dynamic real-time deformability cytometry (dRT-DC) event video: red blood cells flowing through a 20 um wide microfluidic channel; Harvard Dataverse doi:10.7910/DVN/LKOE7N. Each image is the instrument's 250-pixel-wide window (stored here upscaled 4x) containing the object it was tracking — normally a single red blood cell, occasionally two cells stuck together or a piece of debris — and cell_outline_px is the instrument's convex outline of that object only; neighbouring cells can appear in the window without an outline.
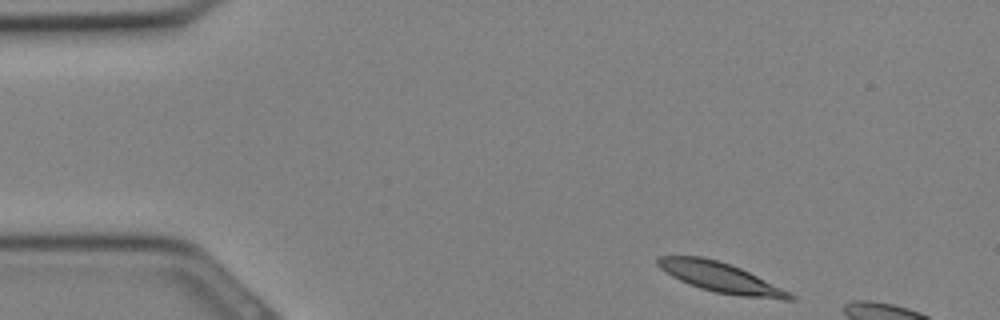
{"species": "Egyptian fruit bat (a non-hibernating species)", "species_latin": "Rousettus aegyptiacus", "temperature_condition": "cold", "stored_images_in_passage": 5, "camera_frame_rate_fps": 3000, "um_per_image_px": 0.085, "animal": {"sex": "female"}, "frame": {"image": 1, "passage_image": 1, "time_ms": 0.0, "image_size_px": [1000, 320], "cell_outline_px": [[796, 300], [784, 300], [740, 296], [716, 292], [700, 288], [688, 284], [672, 276], [660, 268], [656, 264], [656, 256], [700, 256], [716, 260], [740, 268], [796, 296]], "centroid_in_image_um": [61.21, 23.59], "position_along_channel_um": 23.8, "area_um2": 22.6}}